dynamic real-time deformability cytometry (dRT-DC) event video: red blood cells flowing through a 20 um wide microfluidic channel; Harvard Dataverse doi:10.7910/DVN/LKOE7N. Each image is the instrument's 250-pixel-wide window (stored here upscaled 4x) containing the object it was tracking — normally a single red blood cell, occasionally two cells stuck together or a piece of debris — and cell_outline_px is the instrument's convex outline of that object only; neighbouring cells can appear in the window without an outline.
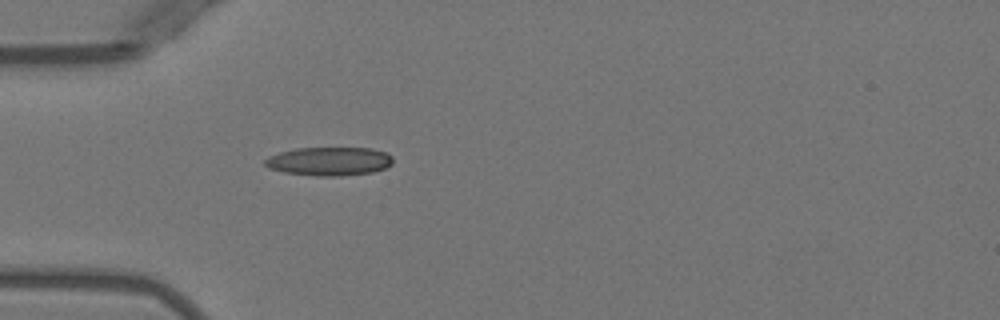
{"species": "Egyptian fruit bat (a non-hibernating species)", "species_latin": "Rousettus aegyptiacus", "temperature_condition": "warm", "stored_images_in_passage": 4, "camera_frame_rate_fps": 3000, "um_per_image_px": 0.085, "animal": {"sex": "female"}, "frame": {"image": 1, "passage_image": 4, "time_ms": 4.667, "image_size_px": [1000, 320], "cell_outline_px": [[392, 164], [384, 168], [372, 172], [340, 176], [316, 176], [284, 172], [268, 168], [264, 164], [264, 160], [268, 156], [280, 152], [296, 148], [372, 148], [388, 152], [392, 156]], "centroid_in_image_um": [27.98, 13.7], "position_along_channel_um": 57.0, "area_um2": 21.44}}